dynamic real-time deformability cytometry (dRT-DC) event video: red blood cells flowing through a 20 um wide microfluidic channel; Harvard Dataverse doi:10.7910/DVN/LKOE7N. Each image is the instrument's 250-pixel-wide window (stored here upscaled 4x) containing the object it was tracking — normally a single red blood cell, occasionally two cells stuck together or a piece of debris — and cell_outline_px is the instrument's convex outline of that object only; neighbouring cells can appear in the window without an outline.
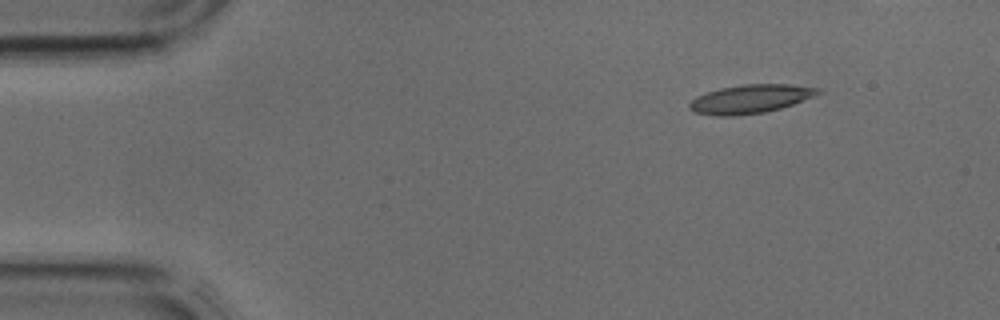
{"species": "common noctule bat (a hibernating species)", "species_latin": "Nyctalus noctula", "temperature_condition": "cold", "stored_images_in_passage": 33, "camera_frame_rate_fps": 3000, "um_per_image_px": 0.085, "animal": {"sex": "male", "body_mass_g": 17.9, "forearm_length_mm": 54.2}, "frame": {"image": 1, "passage_image": 1, "time_ms": 0.0, "image_size_px": [1000, 320], "cell_outline_px": [[820, 92], [812, 96], [792, 104], [780, 108], [764, 112], [736, 116], [712, 116], [696, 112], [688, 108], [688, 104], [696, 96], [720, 88], [744, 84], [788, 84], [820, 88]], "centroid_in_image_um": [63.72, 8.41], "position_along_channel_um": 21.3, "area_um2": 21.27}}
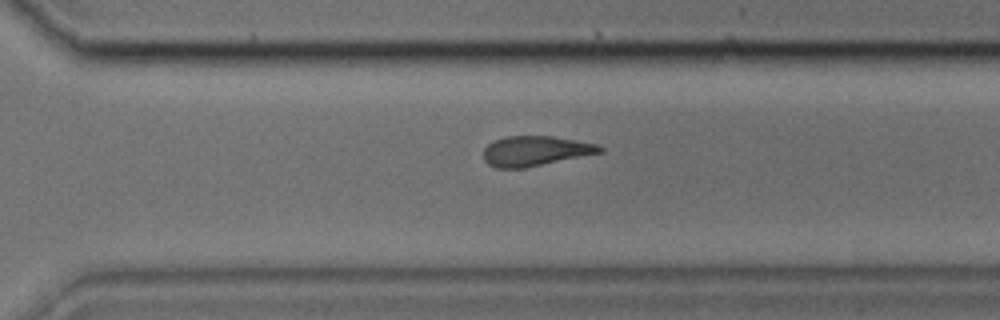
{"frame": {"image": 2, "passage_image": 25, "time_ms": 8.0, "image_size_px": [1000, 320], "cell_outline_px": [[604, 152], [524, 168], [496, 168], [488, 164], [484, 160], [484, 148], [488, 144], [496, 140], [508, 136], [552, 136], [596, 144], [604, 148]], "centroid_in_image_um": [45.5, 12.84], "position_along_channel_um": 325.1, "area_um2": 20.17}}
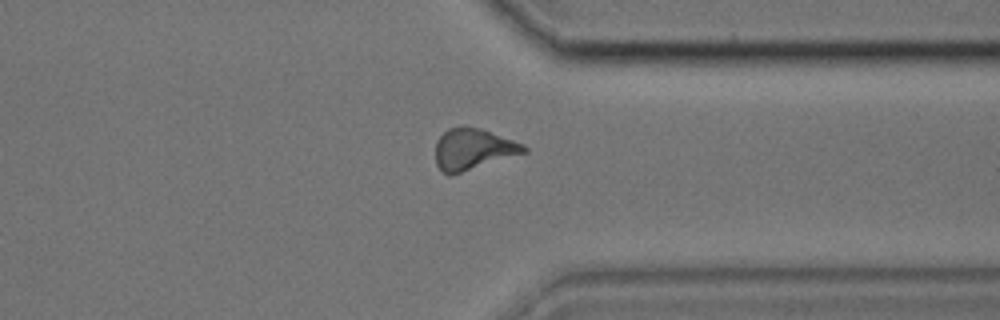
{"frame": {"image": 3, "passage_image": 28, "time_ms": 9.0, "image_size_px": [1000, 320], "cell_outline_px": [[528, 152], [448, 176], [440, 172], [436, 164], [436, 140], [448, 128], [480, 128], [524, 144], [528, 148]], "centroid_in_image_um": [40.2, 12.71], "position_along_channel_um": 371.2, "area_um2": 21.04}}